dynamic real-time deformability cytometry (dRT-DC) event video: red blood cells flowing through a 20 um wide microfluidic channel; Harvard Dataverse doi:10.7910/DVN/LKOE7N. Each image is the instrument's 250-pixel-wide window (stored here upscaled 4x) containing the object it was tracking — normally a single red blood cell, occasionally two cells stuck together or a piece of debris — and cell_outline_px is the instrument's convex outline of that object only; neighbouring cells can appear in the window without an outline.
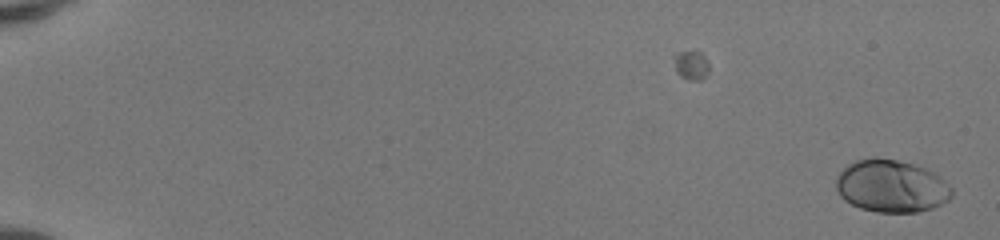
{"species": "human", "species_latin": "Homo sapiens", "temperature_condition": "room temperature", "stored_images_in_passage": 46, "camera_frame_rate_fps": 3000, "um_per_image_px": 0.085, "donor": {"sex": "female"}, "frame": {"image": 1, "passage_image": 1, "time_ms": 0.0, "image_size_px": [1000, 240], "cell_outline_px": [[952, 196], [948, 200], [932, 208], [916, 212], [876, 212], [860, 208], [844, 200], [840, 196], [836, 188], [836, 176], [848, 164], [856, 160], [872, 156], [876, 156], [896, 160], [912, 164], [924, 168], [940, 176], [952, 188]], "centroid_in_image_um": [75.74, 15.81], "position_along_channel_um": 9.3, "area_um2": 35.49}}
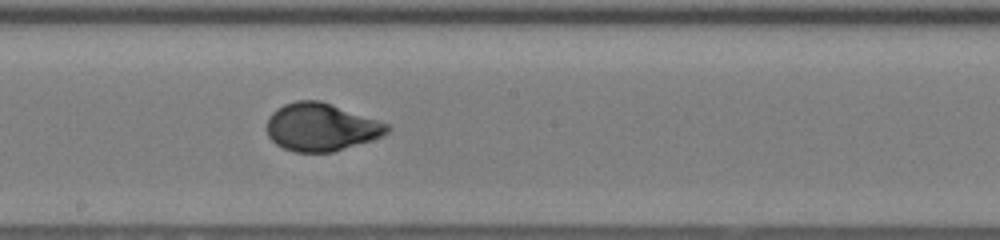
{"frame": {"image": 2, "passage_image": 31, "time_ms": 10.0, "image_size_px": [1000, 240], "cell_outline_px": [[392, 128], [384, 136], [372, 140], [332, 152], [292, 152], [276, 144], [268, 136], [268, 116], [276, 108], [284, 104], [296, 100], [320, 100], [392, 124]], "centroid_in_image_um": [27.34, 10.8], "position_along_channel_um": 220.9, "area_um2": 33.87}}
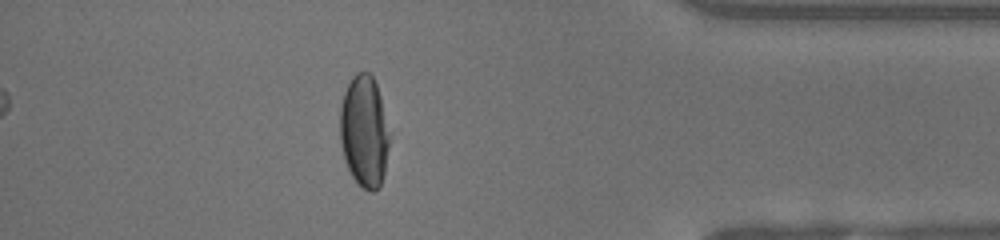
{"frame": {"image": 3, "passage_image": 46, "time_ms": 15.0, "image_size_px": [1000, 240], "cell_outline_px": [[388, 148], [384, 172], [380, 184], [372, 192], [364, 188], [352, 176], [348, 168], [344, 156], [340, 140], [340, 108], [344, 92], [352, 76], [356, 72], [368, 72], [372, 76], [376, 84], [380, 96], [388, 136]], "centroid_in_image_um": [30.93, 11.13], "position_along_channel_um": 404.3, "area_um2": 31.44}, "authors_computed_cell_mechanics": {"area_um2": 33.3506, "velocity_mm_per_s": 4.174, "shape_relaxation_time_tau1_ms": 3.998, "shape_relaxation_time_tau2_ms": null, "deformation_change_tau1": 0.1809, "deformation_change_tau2": null}}